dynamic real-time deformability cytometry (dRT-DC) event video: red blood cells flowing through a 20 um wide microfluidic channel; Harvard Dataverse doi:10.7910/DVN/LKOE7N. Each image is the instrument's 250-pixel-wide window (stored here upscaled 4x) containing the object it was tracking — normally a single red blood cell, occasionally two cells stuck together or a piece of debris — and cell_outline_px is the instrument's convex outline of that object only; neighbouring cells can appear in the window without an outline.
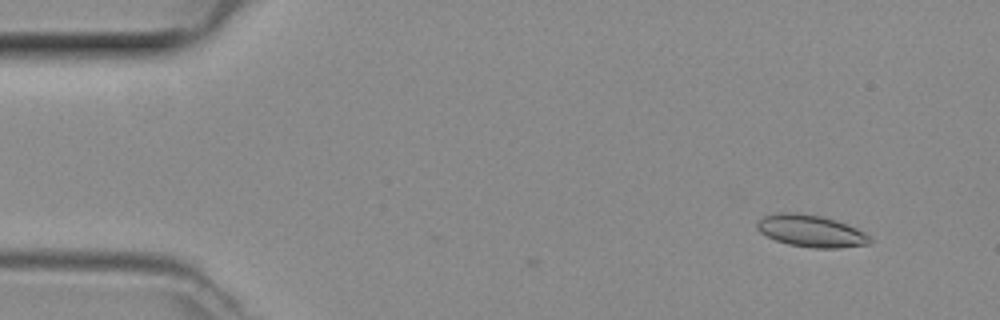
{"species": "common noctule bat (a hibernating species)", "species_latin": "Nyctalus noctula", "temperature_condition": "room temperature", "stored_images_in_passage": 5, "camera_frame_rate_fps": 3000, "um_per_image_px": 0.085, "animal": {"sex": "female", "body_mass_g": 29.2, "forearm_length_mm": 56.3}, "frame": {"image": 1, "passage_image": 1, "time_ms": 0.0, "image_size_px": [1000, 320], "cell_outline_px": [[872, 240], [868, 244], [840, 248], [812, 248], [788, 244], [776, 240], [760, 232], [756, 228], [756, 220], [764, 216], [780, 212], [796, 212], [820, 216], [836, 220], [856, 228], [864, 232]], "centroid_in_image_um": [68.9, 19.63], "position_along_channel_um": 16.1, "area_um2": 21.04}}